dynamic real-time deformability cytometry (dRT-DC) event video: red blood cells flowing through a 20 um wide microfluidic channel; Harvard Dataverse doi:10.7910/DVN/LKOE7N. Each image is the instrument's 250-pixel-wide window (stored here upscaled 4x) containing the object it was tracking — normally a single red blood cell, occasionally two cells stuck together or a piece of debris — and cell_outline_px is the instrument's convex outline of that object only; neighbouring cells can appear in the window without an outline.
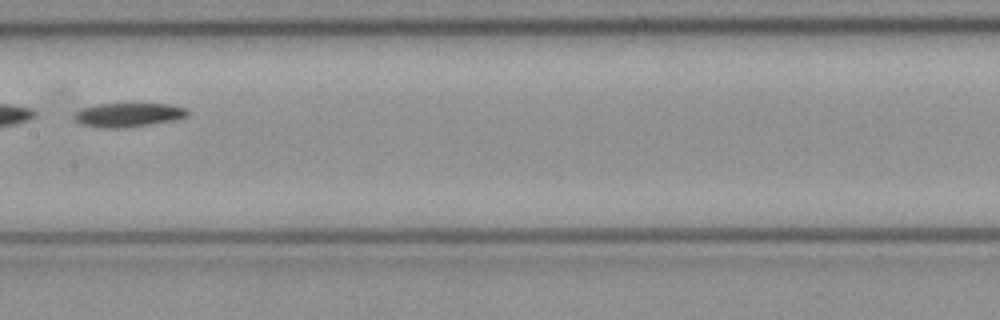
{"species": "common noctule bat (a hibernating species)", "species_latin": "Nyctalus noctula", "temperature_condition": "cold", "stored_images_in_passage": 7, "camera_frame_rate_fps": 3000, "um_per_image_px": 0.085, "animal": {"sex": "female", "body_mass_g": 21.9}, "frame": {"image": 1, "passage_image": 6, "time_ms": 1.667, "image_size_px": [1000, 320], "cell_outline_px": [[188, 116], [176, 120], [124, 128], [100, 128], [80, 124], [76, 120], [76, 112], [84, 108], [96, 104], [168, 104], [184, 108], [188, 112]], "centroid_in_image_um": [10.92, 9.77], "position_along_channel_um": 196.5, "area_um2": 15.66}}
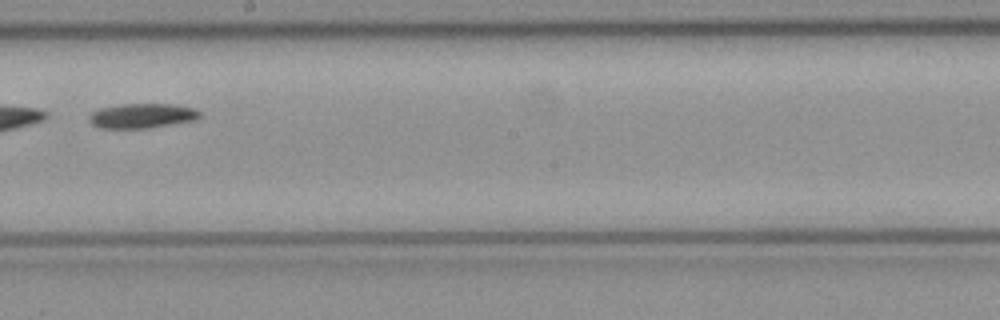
{"frame": {"image": 2, "passage_image": 7, "time_ms": 2.0, "image_size_px": [1000, 320], "cell_outline_px": [[200, 116], [196, 120], [148, 128], [100, 128], [92, 124], [88, 120], [88, 116], [92, 112], [100, 108], [120, 104], [172, 104], [196, 108], [200, 112]], "centroid_in_image_um": [12.07, 9.84], "position_along_channel_um": 236.1, "area_um2": 16.01}}